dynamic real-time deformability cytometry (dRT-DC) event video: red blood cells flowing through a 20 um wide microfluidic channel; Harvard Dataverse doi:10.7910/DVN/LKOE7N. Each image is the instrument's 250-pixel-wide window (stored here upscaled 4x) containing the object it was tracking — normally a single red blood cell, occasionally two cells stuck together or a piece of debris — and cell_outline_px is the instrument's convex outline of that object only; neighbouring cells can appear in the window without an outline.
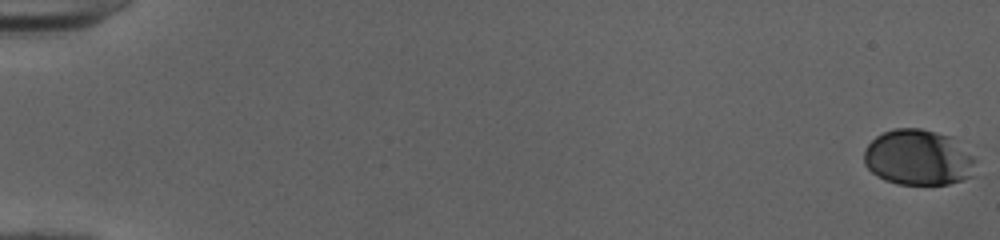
{"species": "human", "species_latin": "Homo sapiens", "temperature_condition": "cold", "stored_images_in_passage": 53, "camera_frame_rate_fps": 3000, "um_per_image_px": 0.085, "donor": {"sex": "female"}, "frame": {"image": 1, "passage_image": 1, "time_ms": 0.0, "image_size_px": [1000, 240], "cell_outline_px": [[976, 160], [972, 176], [964, 180], [948, 184], [896, 184], [884, 180], [876, 176], [864, 164], [864, 148], [876, 136], [884, 132], [896, 128], [920, 128], [952, 136]], "centroid_in_image_um": [78.04, 13.4], "position_along_channel_um": 7.0, "area_um2": 36.41}}
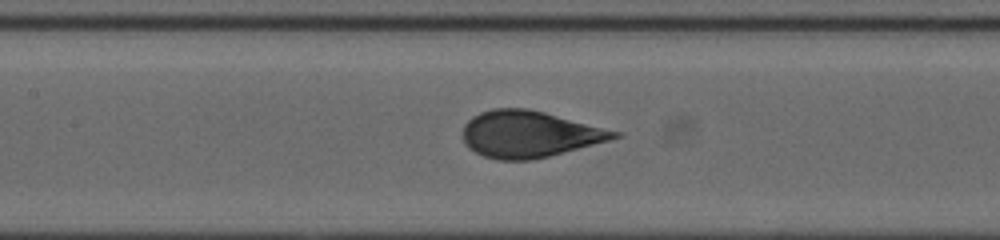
{"frame": {"image": 2, "passage_image": 27, "time_ms": 8.667, "image_size_px": [1000, 240], "cell_outline_px": [[624, 136], [548, 156], [532, 160], [500, 160], [484, 156], [468, 148], [464, 140], [464, 124], [472, 116], [480, 112], [492, 108], [528, 108], [624, 132]], "centroid_in_image_um": [45.01, 11.39], "position_along_channel_um": 162.4, "area_um2": 41.04}}
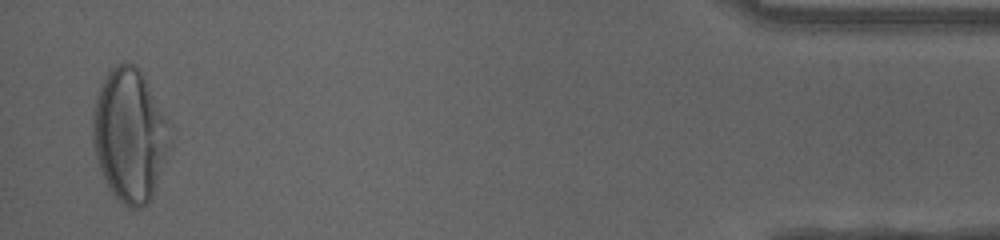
{"frame": {"image": 3, "passage_image": 52, "time_ms": 17.0, "image_size_px": [1000, 240], "cell_outline_px": [[172, 148], [152, 196], [148, 204], [140, 208], [128, 208], [112, 192], [104, 180], [96, 156], [92, 140], [92, 112], [96, 96], [100, 84], [108, 72], [116, 64], [124, 60], [132, 64], [144, 76], [168, 120]], "centroid_in_image_um": [11.04, 11.49], "position_along_channel_um": 424.2, "area_um2": 60.29}, "authors_computed_cell_mechanics": {"area_um2": 40.749, "velocity_mm_per_s": 4.0215, "shape_relaxation_time_tau1_ms": 3.5003, "shape_relaxation_time_tau2_ms": null, "deformation_change_tau1": 0.1821, "deformation_change_tau2": null}}